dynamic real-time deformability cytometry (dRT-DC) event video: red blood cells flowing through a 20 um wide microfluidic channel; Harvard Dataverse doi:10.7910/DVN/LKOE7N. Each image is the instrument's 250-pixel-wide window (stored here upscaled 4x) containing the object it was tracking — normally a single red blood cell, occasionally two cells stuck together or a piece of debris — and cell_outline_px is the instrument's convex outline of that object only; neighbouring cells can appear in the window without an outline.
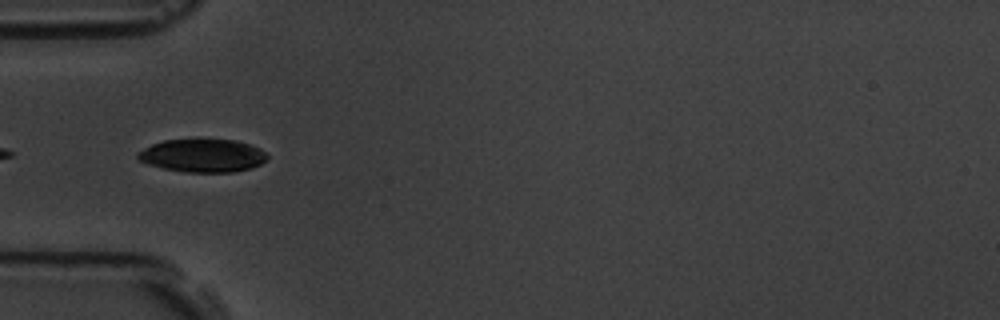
{"species": "common noctule bat (a hibernating species)", "species_latin": "Nyctalus noctula", "temperature_condition": "room temperature", "stored_images_in_passage": 6, "camera_frame_rate_fps": 3000, "um_per_image_px": 0.085, "animal": {"sex": "male", "body_mass_g": 19.5, "forearm_length_mm": 54.6}, "frame": {"image": 1, "passage_image": 5, "time_ms": 5.333, "image_size_px": [1000, 320], "cell_outline_px": [[268, 160], [252, 168], [232, 172], [184, 172], [164, 168], [148, 164], [140, 160], [136, 156], [136, 152], [152, 144], [164, 140], [196, 136], [200, 136], [236, 140], [260, 148], [268, 156]], "centroid_in_image_um": [17.22, 13.17], "position_along_channel_um": 67.8, "area_um2": 25.95}}
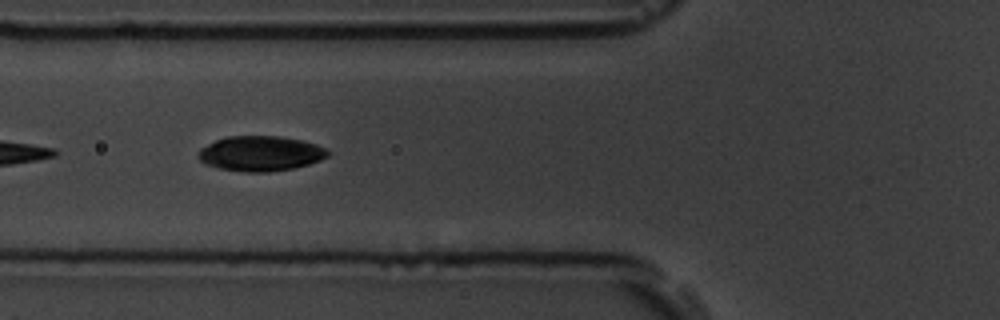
{"frame": {"image": 2, "passage_image": 6, "time_ms": 6.333, "image_size_px": [1000, 320], "cell_outline_px": [[328, 156], [320, 160], [308, 164], [292, 168], [268, 172], [244, 172], [216, 168], [204, 164], [196, 156], [200, 148], [216, 140], [228, 136], [280, 136], [300, 140], [316, 144], [328, 148]], "centroid_in_image_um": [22.11, 13.05], "position_along_channel_um": 103.7, "area_um2": 26.59}}